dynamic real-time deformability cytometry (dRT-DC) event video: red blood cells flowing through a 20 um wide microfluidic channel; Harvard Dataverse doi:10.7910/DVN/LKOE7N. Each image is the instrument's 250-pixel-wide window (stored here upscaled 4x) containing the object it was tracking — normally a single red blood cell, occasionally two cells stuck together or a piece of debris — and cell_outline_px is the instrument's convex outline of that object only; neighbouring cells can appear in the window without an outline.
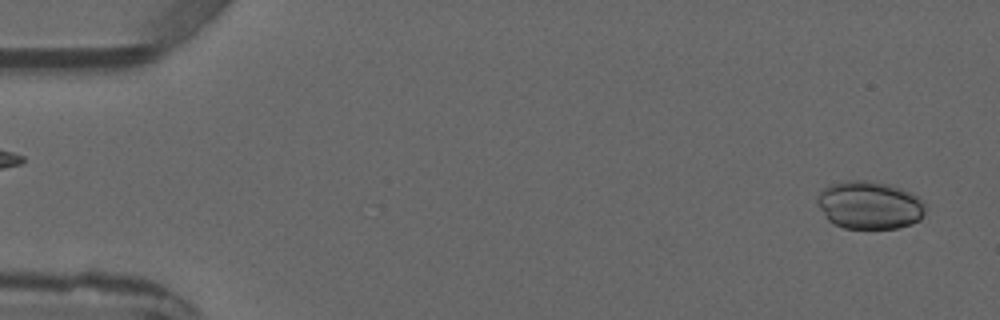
{"species": "common noctule bat (a hibernating species)", "species_latin": "Nyctalus noctula", "temperature_condition": "warm", "stored_images_in_passage": 5, "camera_frame_rate_fps": 3000, "um_per_image_px": 0.085, "animal": {"sex": "male", "forearm_length_mm": 52.5}, "frame": {"image": 1, "passage_image": 5, "time_ms": 5.0, "image_size_px": [1000, 320], "cell_outline_px": [[928, 208], [920, 220], [912, 224], [896, 228], [844, 228], [832, 224], [828, 220], [820, 208], [816, 200], [816, 196], [828, 184], [840, 180], [872, 180], [892, 184], [924, 200], [928, 204]], "centroid_in_image_um": [73.92, 17.41], "position_along_channel_um": 11.1, "area_um2": 30.87}}